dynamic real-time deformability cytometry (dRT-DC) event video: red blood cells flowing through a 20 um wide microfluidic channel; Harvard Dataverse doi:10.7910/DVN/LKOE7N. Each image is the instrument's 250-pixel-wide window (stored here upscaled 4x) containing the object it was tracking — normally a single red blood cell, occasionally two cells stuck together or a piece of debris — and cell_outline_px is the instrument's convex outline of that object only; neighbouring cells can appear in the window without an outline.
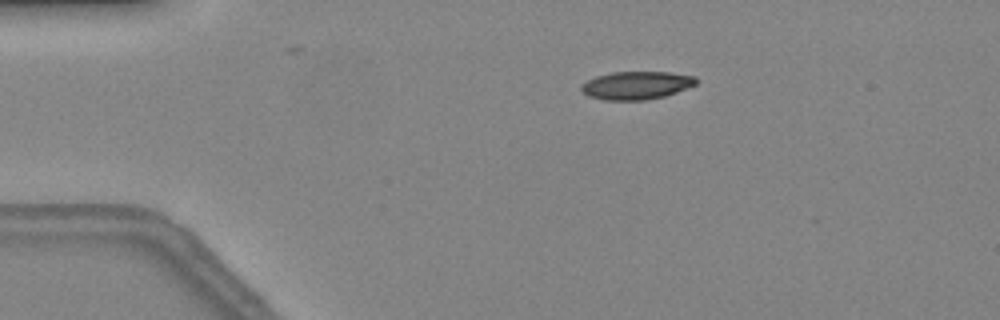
{"species": "common noctule bat (a hibernating species)", "species_latin": "Nyctalus noctula", "temperature_condition": "warm", "stored_images_in_passage": 45, "camera_frame_rate_fps": 3000, "um_per_image_px": 0.085, "animal": {"sex": "female", "body_mass_g": 24.6, "forearm_length_mm": 56.2}, "frame": {"image": 1, "passage_image": 9, "time_ms": 2.667, "image_size_px": [1000, 320], "cell_outline_px": [[700, 80], [696, 84], [688, 88], [664, 96], [644, 100], [604, 100], [588, 96], [580, 88], [580, 84], [596, 76], [612, 72], [668, 72], [696, 76]], "centroid_in_image_um": [54.11, 7.25], "position_along_channel_um": 30.9, "area_um2": 18.84}}
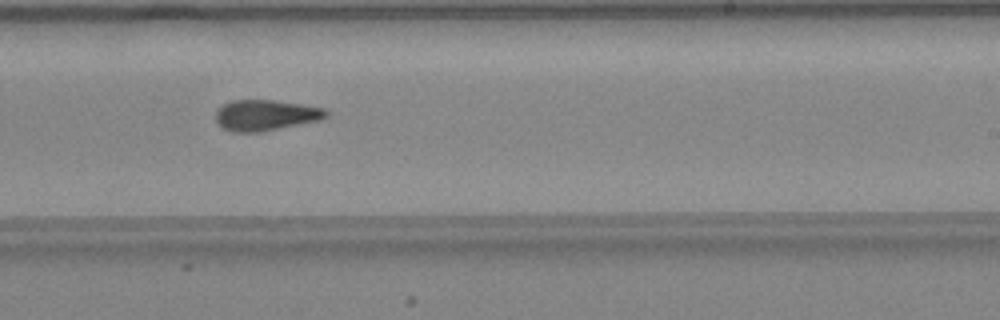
{"frame": {"image": 2, "passage_image": 29, "time_ms": 9.333, "image_size_px": [1000, 320], "cell_outline_px": [[328, 116], [320, 120], [260, 132], [232, 132], [220, 128], [216, 124], [216, 108], [232, 100], [276, 100], [324, 108], [328, 112]], "centroid_in_image_um": [22.53, 9.79], "position_along_channel_um": 266.5, "area_um2": 20.0}}
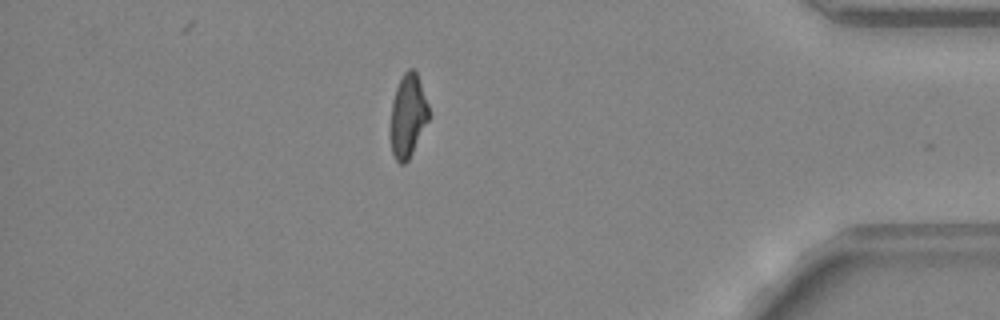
{"frame": {"image": 3, "passage_image": 41, "time_ms": 13.333, "image_size_px": [1000, 320], "cell_outline_px": [[428, 120], [408, 160], [404, 164], [400, 164], [396, 160], [392, 152], [388, 132], [388, 128], [392, 100], [396, 88], [404, 72], [408, 68], [412, 68], [416, 72], [428, 104]], "centroid_in_image_um": [34.61, 9.86], "position_along_channel_um": 400.6, "area_um2": 18.67}, "authors_computed_cell_mechanics": {"area_um2": 19.8254, "velocity_mm_per_s": 4.3418, "shape_relaxation_time_tau1_ms": 7.8337, "shape_relaxation_time_tau2_ms": 3.4728, "deformation_change_tau1": 0.2282, "deformation_change_tau2": 0.1236}}